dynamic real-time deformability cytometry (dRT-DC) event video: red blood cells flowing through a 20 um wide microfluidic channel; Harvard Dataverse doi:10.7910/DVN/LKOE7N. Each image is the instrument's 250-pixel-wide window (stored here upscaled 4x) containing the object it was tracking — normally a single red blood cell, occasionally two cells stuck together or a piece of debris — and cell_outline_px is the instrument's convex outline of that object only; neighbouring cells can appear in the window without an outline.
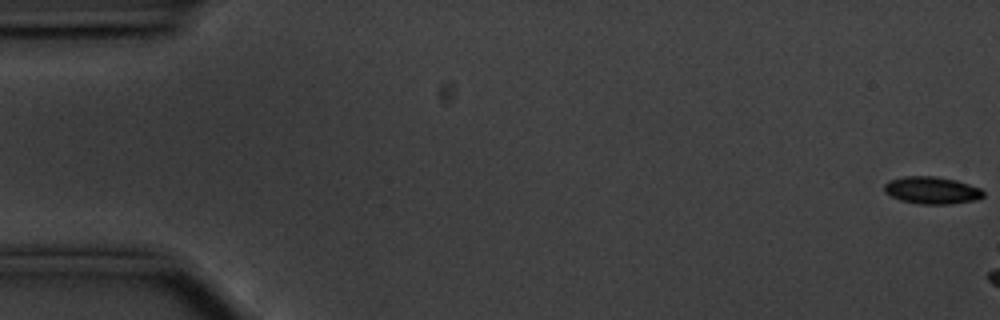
{"species": "common noctule bat (a hibernating species)", "species_latin": "Nyctalus noctula", "temperature_condition": "cold", "stored_images_in_passage": 7, "camera_frame_rate_fps": 3000, "um_per_image_px": 0.085, "animal": {"sex": "male", "body_mass_g": 20.1, "forearm_length_mm": 53.5}, "frame": {"image": 1, "passage_image": 1, "time_ms": 0.0, "image_size_px": [1000, 320], "cell_outline_px": [[984, 196], [976, 200], [948, 204], [920, 204], [900, 200], [884, 192], [884, 184], [888, 180], [904, 176], [936, 176], [956, 180], [980, 188], [984, 192]], "centroid_in_image_um": [79.19, 16.17], "position_along_channel_um": 5.8, "area_um2": 15.78}}